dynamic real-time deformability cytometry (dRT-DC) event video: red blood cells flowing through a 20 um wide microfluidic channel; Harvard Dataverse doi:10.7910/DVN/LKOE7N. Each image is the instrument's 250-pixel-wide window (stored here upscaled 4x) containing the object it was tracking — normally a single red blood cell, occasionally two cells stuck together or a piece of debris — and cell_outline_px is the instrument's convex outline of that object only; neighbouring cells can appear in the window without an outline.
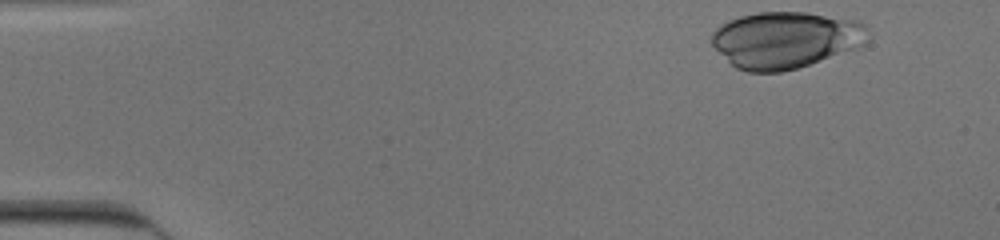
{"species": "human", "species_latin": "Homo sapiens", "temperature_condition": "cold", "stored_images_in_passage": 38, "camera_frame_rate_fps": 3000, "um_per_image_px": 0.085, "donor": {"sex": "male"}, "frame": {"image": 1, "passage_image": 1, "time_ms": 0.0, "image_size_px": [1000, 240], "cell_outline_px": [[868, 28], [864, 44], [856, 48], [796, 68], [780, 72], [748, 72], [736, 68], [712, 44], [712, 32], [716, 28], [728, 20], [740, 16], [760, 12], [808, 12], [860, 20], [868, 24]], "centroid_in_image_um": [66.79, 3.36], "position_along_channel_um": 18.2, "area_um2": 51.38}}
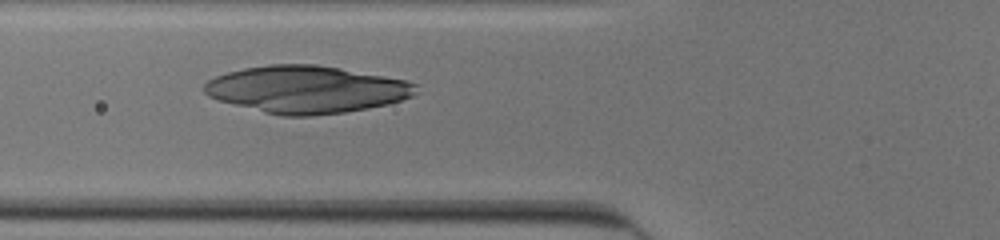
{"frame": {"image": 2, "passage_image": 16, "time_ms": 5.0, "image_size_px": [1000, 240], "cell_outline_px": [[420, 92], [412, 96], [388, 104], [368, 108], [344, 112], [312, 116], [280, 116], [264, 112], [220, 100], [208, 96], [204, 92], [204, 84], [208, 80], [216, 76], [228, 72], [244, 68], [268, 64], [316, 64], [340, 68], [404, 80], [420, 84]], "centroid_in_image_um": [26.08, 7.6], "position_along_channel_um": 99.7, "area_um2": 58.26}}
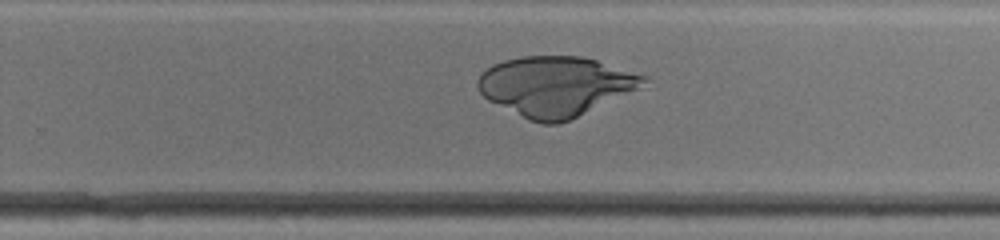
{"frame": {"image": 3, "passage_image": 30, "time_ms": 9.667, "image_size_px": [1000, 240], "cell_outline_px": [[648, 80], [636, 88], [568, 120], [556, 124], [544, 124], [528, 120], [488, 100], [480, 92], [476, 84], [476, 80], [492, 64], [504, 60], [520, 56], [580, 56], [596, 60], [648, 76]], "centroid_in_image_um": [47.15, 7.31], "position_along_channel_um": 282.6, "area_um2": 56.76}}